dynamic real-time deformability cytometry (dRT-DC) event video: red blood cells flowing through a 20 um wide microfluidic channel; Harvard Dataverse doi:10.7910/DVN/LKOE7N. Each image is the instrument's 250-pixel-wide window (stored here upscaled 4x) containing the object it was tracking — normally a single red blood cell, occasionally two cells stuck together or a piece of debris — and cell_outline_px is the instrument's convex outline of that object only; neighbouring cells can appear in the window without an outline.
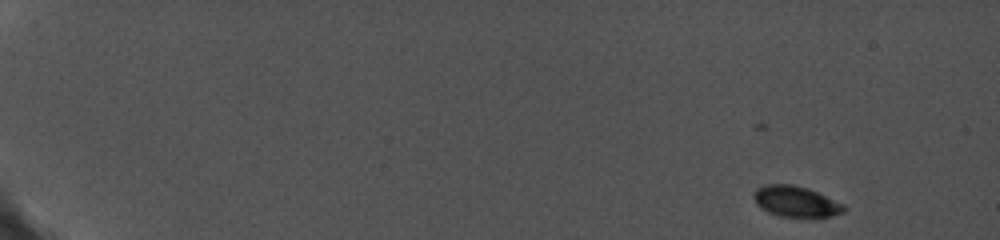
{"species": "common noctule bat (a hibernating species)", "species_latin": "Nyctalus noctula", "temperature_condition": "cold", "stored_images_in_passage": 44, "camera_frame_rate_fps": 5000, "um_per_image_px": 0.085, "animal": {"sex": "female", "body_mass_g": 19.0, "forearm_length_mm": 56.7}, "frame": {"image": 1, "passage_image": 1, "time_ms": 0.0, "image_size_px": [1000, 240], "cell_outline_px": [[848, 208], [844, 212], [832, 216], [780, 216], [768, 212], [760, 208], [756, 204], [752, 196], [756, 188], [764, 184], [792, 184], [808, 188], [844, 204]], "centroid_in_image_um": [67.62, 17.11], "position_along_channel_um": 17.4, "area_um2": 16.24}}
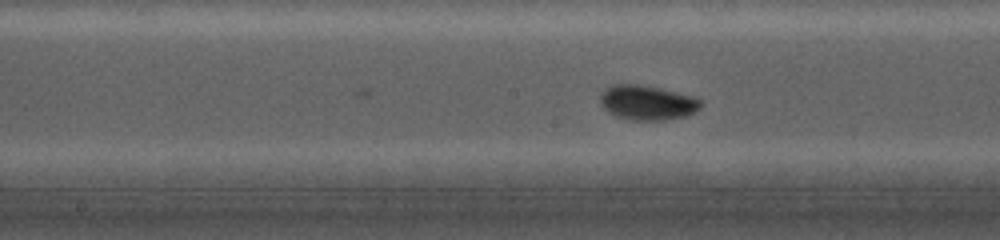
{"frame": {"image": 2, "passage_image": 31, "time_ms": 9.4, "image_size_px": [1000, 240], "cell_outline_px": [[700, 108], [684, 116], [664, 120], [628, 120], [616, 116], [604, 108], [600, 100], [600, 96], [608, 88], [616, 84], [632, 84], [656, 88], [688, 96], [700, 100]], "centroid_in_image_um": [54.97, 8.75], "position_along_channel_um": 193.2, "area_um2": 19.48}}
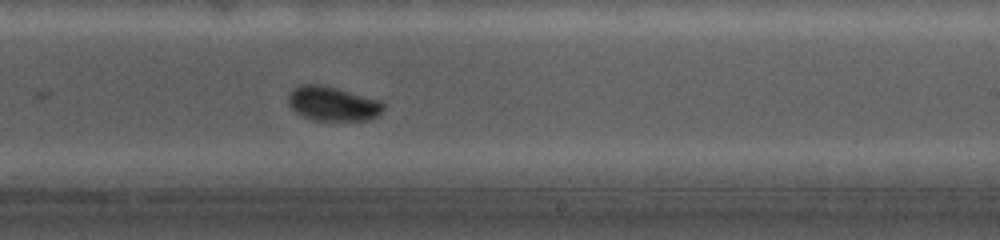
{"frame": {"image": 3, "passage_image": 39, "time_ms": 11.2, "image_size_px": [1000, 240], "cell_outline_px": [[384, 108], [376, 116], [364, 120], [312, 120], [296, 112], [292, 108], [288, 100], [288, 96], [296, 88], [304, 84], [316, 84], [380, 100], [384, 104]], "centroid_in_image_um": [28.28, 8.83], "position_along_channel_um": 260.7, "area_um2": 18.32}}